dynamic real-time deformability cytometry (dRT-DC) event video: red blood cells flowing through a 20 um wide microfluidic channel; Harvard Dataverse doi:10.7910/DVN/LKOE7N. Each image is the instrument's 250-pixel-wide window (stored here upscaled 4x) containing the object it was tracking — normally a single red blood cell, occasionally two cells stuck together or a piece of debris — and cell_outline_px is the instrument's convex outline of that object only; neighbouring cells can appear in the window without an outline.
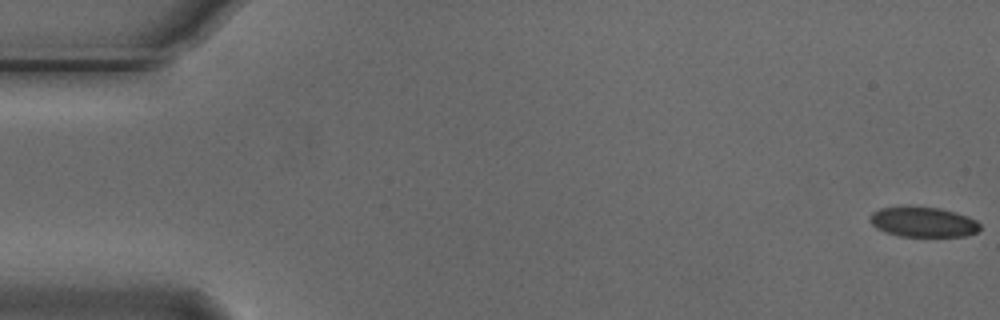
{"species": "Egyptian fruit bat (a non-hibernating species)", "species_latin": "Rousettus aegyptiacus", "temperature_condition": "cold", "stored_images_in_passage": 5, "camera_frame_rate_fps": 3000, "um_per_image_px": 0.085, "animal": {"sex": "male"}, "frame": {"image": 1, "passage_image": 1, "time_ms": 0.0, "image_size_px": [1000, 320], "cell_outline_px": [[980, 228], [976, 232], [964, 236], [900, 236], [884, 232], [876, 228], [868, 220], [872, 212], [880, 208], [940, 208], [956, 212], [968, 216], [976, 220], [980, 224]], "centroid_in_image_um": [78.47, 18.89], "position_along_channel_um": 6.5, "area_um2": 18.96}}
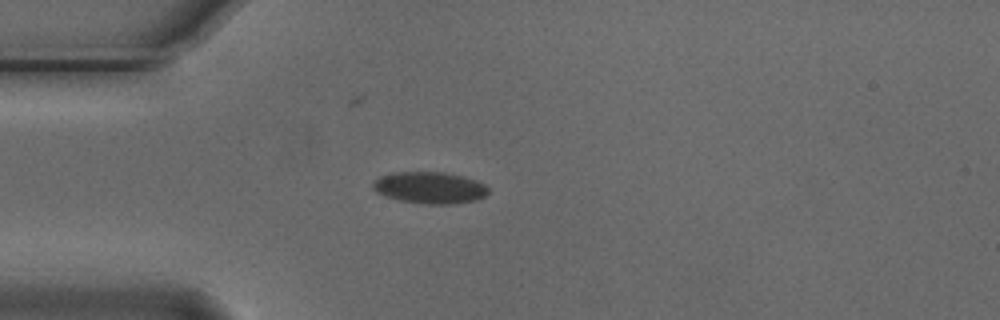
{"frame": {"image": 2, "passage_image": 5, "time_ms": 1.333, "image_size_px": [1000, 320], "cell_outline_px": [[488, 192], [484, 196], [476, 200], [456, 204], [424, 204], [400, 200], [376, 192], [372, 188], [372, 184], [380, 176], [392, 172], [444, 172], [476, 180], [484, 184], [488, 188]], "centroid_in_image_um": [36.53, 15.95], "position_along_channel_um": 48.5, "area_um2": 21.21}}